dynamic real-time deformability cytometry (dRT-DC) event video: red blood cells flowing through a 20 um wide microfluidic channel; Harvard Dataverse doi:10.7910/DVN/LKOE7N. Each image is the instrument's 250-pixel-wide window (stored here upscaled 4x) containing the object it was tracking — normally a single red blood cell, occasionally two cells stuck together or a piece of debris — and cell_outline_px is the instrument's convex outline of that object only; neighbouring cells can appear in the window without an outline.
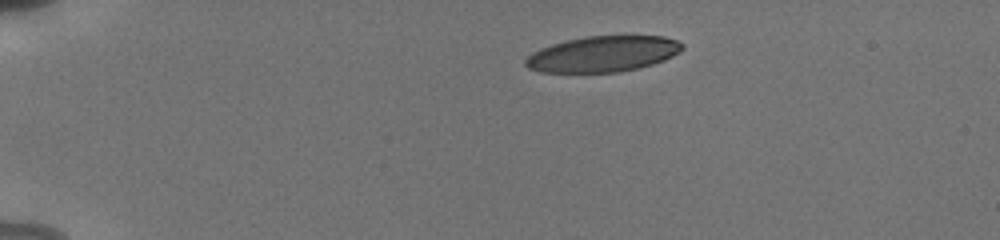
{"species": "human", "species_latin": "Homo sapiens", "temperature_condition": "cold", "stored_images_in_passage": 7, "camera_frame_rate_fps": 3000, "um_per_image_px": 0.085, "donor": {"sex": "male"}, "frame": {"image": 1, "passage_image": 1, "time_ms": 0.0, "image_size_px": [1000, 240], "cell_outline_px": [[684, 48], [680, 52], [664, 60], [640, 68], [620, 72], [540, 72], [528, 68], [524, 64], [524, 60], [532, 52], [540, 48], [564, 40], [584, 36], [664, 36], [676, 40], [684, 44]], "centroid_in_image_um": [51.24, 4.58], "position_along_channel_um": 33.8, "area_um2": 32.95}}